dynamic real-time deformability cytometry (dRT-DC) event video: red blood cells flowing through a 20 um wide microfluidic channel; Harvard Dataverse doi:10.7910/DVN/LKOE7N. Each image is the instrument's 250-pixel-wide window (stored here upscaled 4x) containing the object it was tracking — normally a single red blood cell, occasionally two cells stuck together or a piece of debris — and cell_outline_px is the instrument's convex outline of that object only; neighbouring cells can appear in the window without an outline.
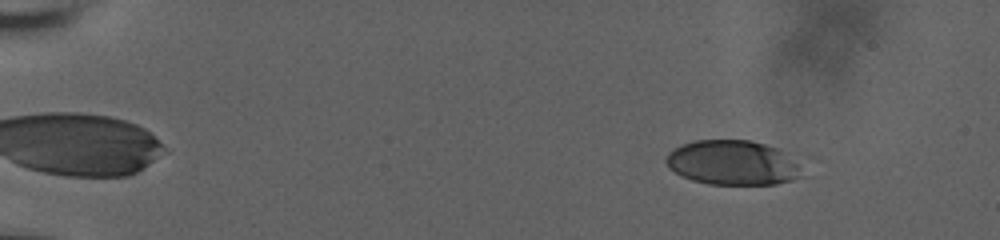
{"species": "human", "species_latin": "Homo sapiens", "temperature_condition": "room temperature", "stored_images_in_passage": 59, "camera_frame_rate_fps": 3000, "um_per_image_px": 0.085, "donor": {"sex": "male"}, "frame": {"image": 1, "passage_image": 9, "time_ms": 2.667, "image_size_px": [1000, 240], "cell_outline_px": [[820, 160], [800, 176], [792, 180], [776, 184], [708, 184], [692, 180], [668, 168], [664, 160], [668, 152], [680, 144], [696, 140], [748, 140], [820, 156]], "centroid_in_image_um": [62.73, 13.79], "position_along_channel_um": 22.3, "area_um2": 38.61}}
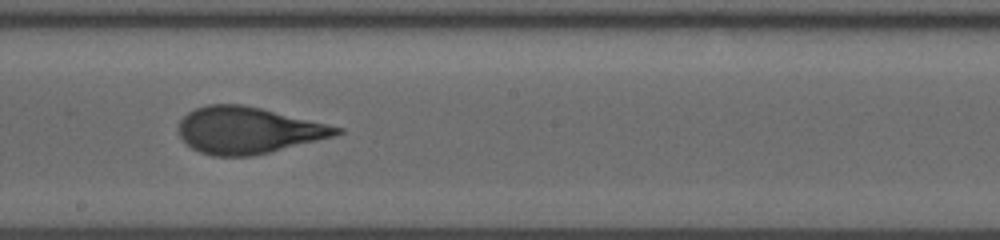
{"frame": {"image": 2, "passage_image": 36, "time_ms": 11.667, "image_size_px": [1000, 240], "cell_outline_px": [[344, 132], [336, 136], [252, 156], [212, 156], [200, 152], [192, 148], [180, 136], [180, 120], [188, 112], [196, 108], [208, 104], [244, 104], [344, 128]], "centroid_in_image_um": [21.11, 11.07], "position_along_channel_um": 227.1, "area_um2": 42.66}}
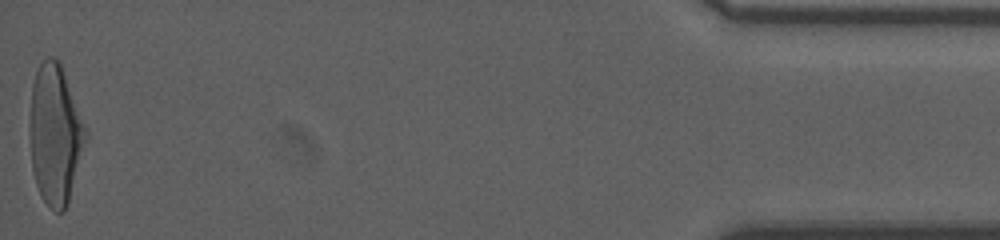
{"frame": {"image": 3, "passage_image": 59, "time_ms": 19.333, "image_size_px": [1000, 240], "cell_outline_px": [[88, 136], [68, 204], [64, 212], [56, 212], [40, 196], [36, 184], [32, 168], [32, 84], [36, 72], [40, 64], [48, 56], [52, 56], [60, 64], [88, 128]], "centroid_in_image_um": [4.75, 11.46], "position_along_channel_um": 430.5, "area_um2": 44.8}, "authors_computed_cell_mechanics": {"area_um2": 42.2518, "velocity_mm_per_s": 3.7479, "shape_relaxation_time_tau1_ms": 3.582, "shape_relaxation_time_tau2_ms": 0.7905, "deformation_change_tau1": 0.1964, "deformation_change_tau2": 0.0785}}